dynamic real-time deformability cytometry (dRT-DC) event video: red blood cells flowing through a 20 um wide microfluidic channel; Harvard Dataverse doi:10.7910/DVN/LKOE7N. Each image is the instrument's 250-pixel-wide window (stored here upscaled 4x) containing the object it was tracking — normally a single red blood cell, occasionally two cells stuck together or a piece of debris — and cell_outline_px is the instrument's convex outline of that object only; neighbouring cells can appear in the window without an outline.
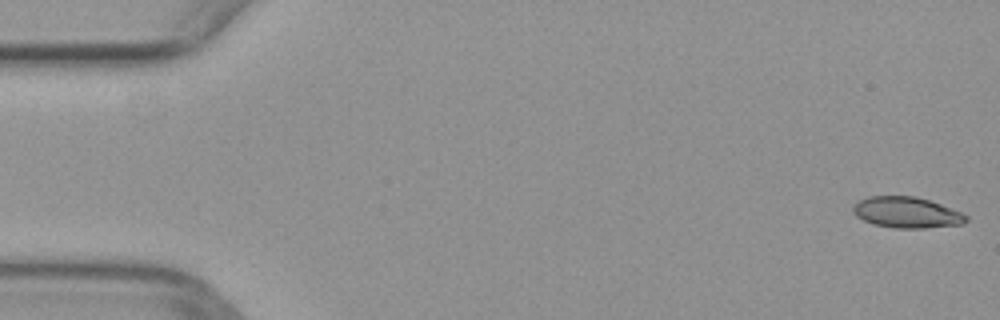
{"species": "common noctule bat (a hibernating species)", "species_latin": "Nyctalus noctula", "temperature_condition": "warm", "stored_images_in_passage": 50, "camera_frame_rate_fps": 3000, "um_per_image_px": 0.085, "animal": {"sex": "female", "body_mass_g": 29.2, "forearm_length_mm": 56.3}, "frame": {"image": 1, "passage_image": 1, "time_ms": 0.0, "image_size_px": [1000, 320], "cell_outline_px": [[968, 220], [960, 224], [924, 228], [896, 228], [872, 224], [856, 216], [852, 212], [852, 204], [868, 196], [916, 196], [940, 204], [960, 212], [968, 216]], "centroid_in_image_um": [77.01, 18.05], "position_along_channel_um": 8.0, "area_um2": 20.35}}
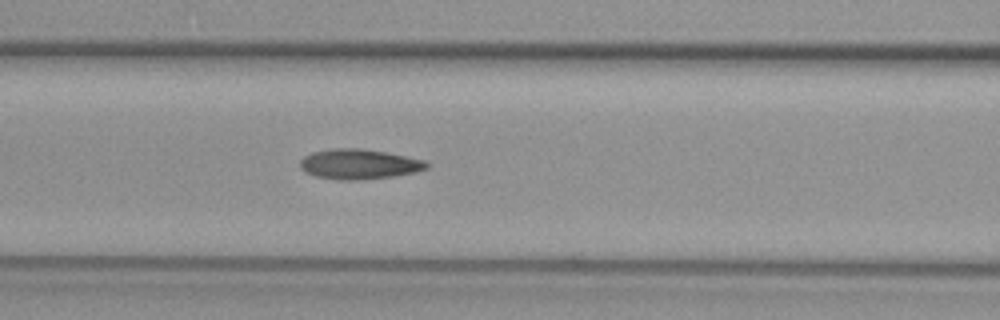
{"frame": {"image": 2, "passage_image": 21, "time_ms": 6.667, "image_size_px": [1000, 320], "cell_outline_px": [[428, 168], [416, 172], [392, 176], [364, 180], [336, 180], [316, 176], [304, 172], [300, 168], [300, 160], [304, 156], [312, 152], [332, 148], [360, 148], [384, 152], [424, 160], [428, 164]], "centroid_in_image_um": [30.47, 13.96], "position_along_channel_um": 136.1, "area_um2": 22.2}}
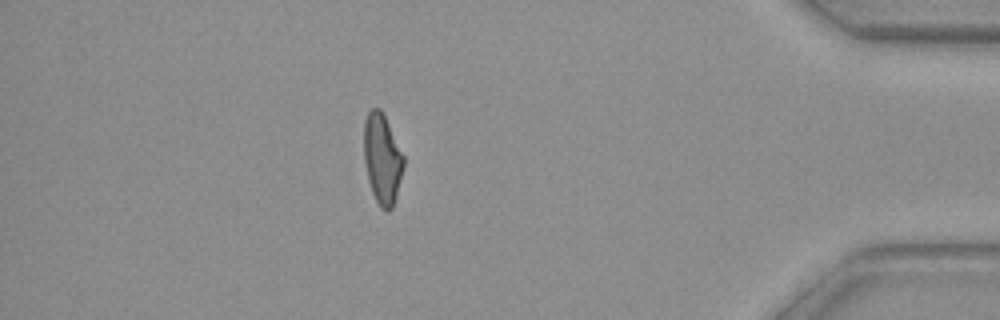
{"frame": {"image": 3, "passage_image": 44, "time_ms": 14.333, "image_size_px": [1000, 320], "cell_outline_px": [[404, 168], [396, 196], [392, 208], [388, 212], [380, 208], [372, 192], [368, 180], [364, 160], [364, 120], [368, 112], [372, 108], [380, 108], [404, 156]], "centroid_in_image_um": [32.48, 13.53], "position_along_channel_um": 402.7, "area_um2": 20.75}}